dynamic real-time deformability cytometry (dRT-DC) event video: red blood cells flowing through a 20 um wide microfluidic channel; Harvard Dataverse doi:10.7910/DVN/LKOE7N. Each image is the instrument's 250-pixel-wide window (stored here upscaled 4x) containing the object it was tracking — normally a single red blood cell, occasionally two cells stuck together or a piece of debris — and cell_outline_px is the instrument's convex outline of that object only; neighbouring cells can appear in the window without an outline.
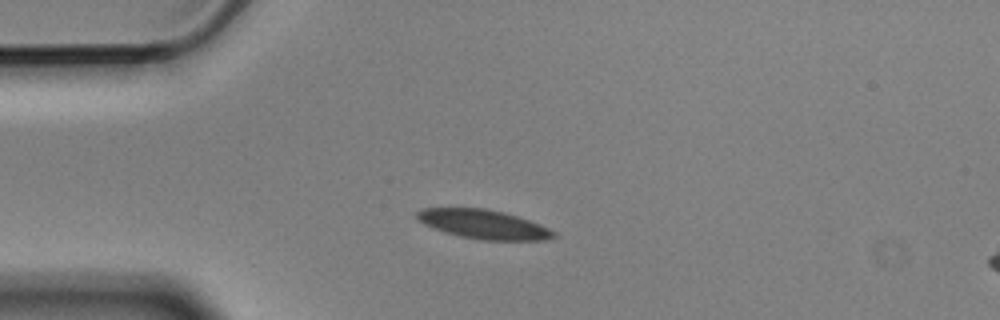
{"species": "Egyptian fruit bat (a non-hibernating species)", "species_latin": "Rousettus aegyptiacus", "temperature_condition": "cold", "stored_images_in_passage": 5, "camera_frame_rate_fps": 3000, "um_per_image_px": 0.085, "animal": {"sex": "male"}, "frame": {"image": 1, "passage_image": 3, "time_ms": 0.667, "image_size_px": [1000, 320], "cell_outline_px": [[556, 236], [544, 240], [480, 240], [460, 236], [444, 232], [432, 228], [416, 220], [416, 212], [420, 208], [484, 208], [504, 212], [540, 224], [556, 232]], "centroid_in_image_um": [41.05, 19.06], "position_along_channel_um": 43.9, "area_um2": 23.24}}
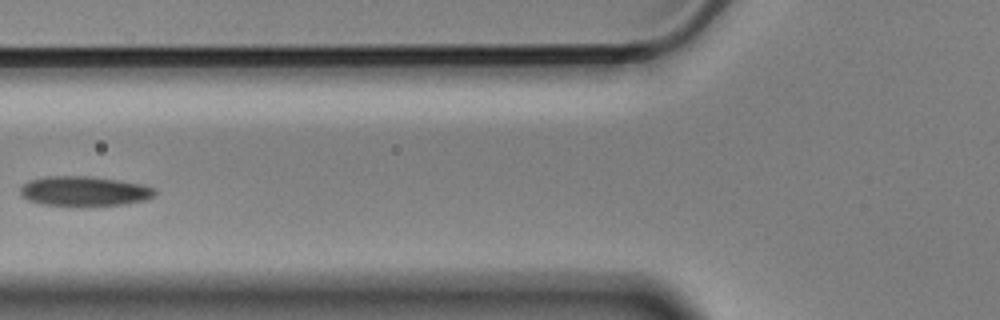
{"frame": {"image": 2, "passage_image": 5, "time_ms": 1.333, "image_size_px": [1000, 320], "cell_outline_px": [[156, 192], [148, 200], [124, 204], [40, 204], [28, 200], [20, 192], [20, 188], [28, 180], [44, 176], [88, 176], [116, 180], [140, 184], [156, 188]], "centroid_in_image_um": [7.16, 16.22], "position_along_channel_um": 118.6, "area_um2": 22.77}}